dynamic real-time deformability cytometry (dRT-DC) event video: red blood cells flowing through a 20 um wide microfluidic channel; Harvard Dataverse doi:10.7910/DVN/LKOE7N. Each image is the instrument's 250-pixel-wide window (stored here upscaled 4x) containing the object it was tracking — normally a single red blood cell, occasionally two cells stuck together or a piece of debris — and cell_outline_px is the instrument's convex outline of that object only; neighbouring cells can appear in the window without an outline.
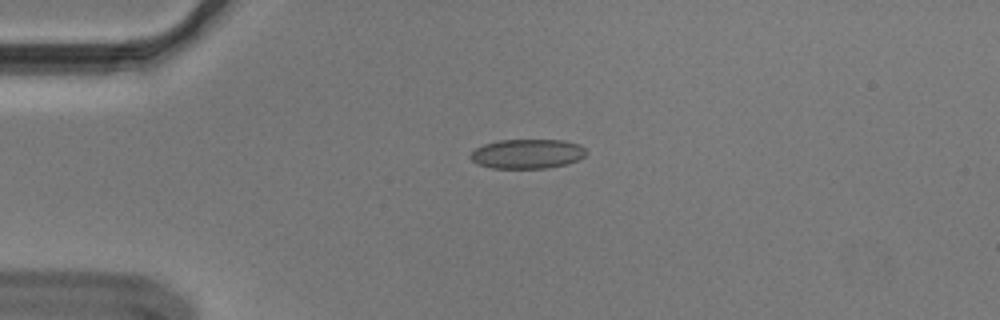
{"species": "Egyptian fruit bat (a non-hibernating species)", "species_latin": "Rousettus aegyptiacus", "temperature_condition": "cold", "stored_images_in_passage": 37, "camera_frame_rate_fps": 3000, "um_per_image_px": 0.085, "animal": {"sex": "male"}, "frame": {"image": 1, "passage_image": 1, "time_ms": 0.0, "image_size_px": [1000, 320], "cell_outline_px": [[588, 152], [580, 160], [568, 164], [548, 168], [492, 168], [480, 164], [472, 160], [472, 152], [476, 148], [484, 144], [500, 140], [564, 140], [580, 144]], "centroid_in_image_um": [44.9, 13.07], "position_along_channel_um": 40.1, "area_um2": 19.88}}
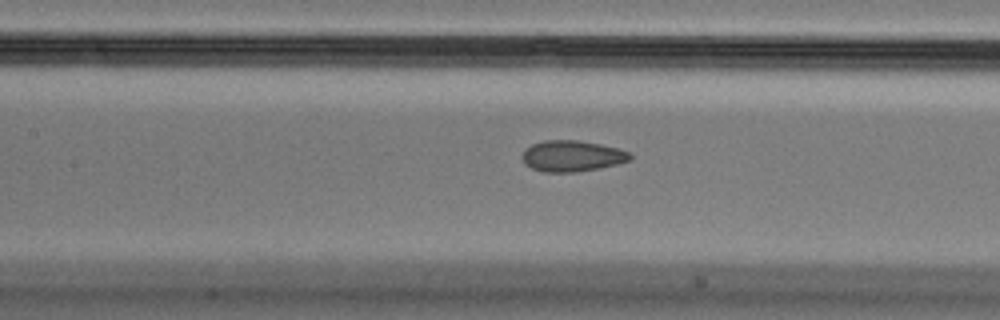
{"frame": {"image": 2, "passage_image": 13, "time_ms": 4.0, "image_size_px": [1000, 320], "cell_outline_px": [[632, 160], [600, 168], [576, 172], [544, 172], [532, 168], [524, 164], [520, 156], [524, 148], [532, 144], [544, 140], [576, 140], [600, 144], [616, 148], [628, 152], [632, 156]], "centroid_in_image_um": [48.57, 13.26], "position_along_channel_um": 158.8, "area_um2": 19.65}}
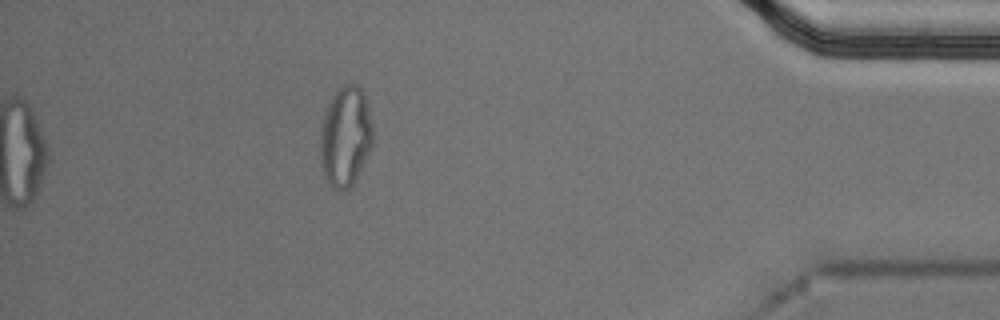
{"frame": {"image": 3, "passage_image": 37, "time_ms": 12.0, "image_size_px": [1000, 320], "cell_outline_px": [[372, 148], [356, 180], [348, 192], [340, 192], [332, 188], [324, 176], [320, 160], [320, 128], [328, 100], [336, 88], [344, 84], [360, 84], [364, 92], [372, 124]], "centroid_in_image_um": [29.35, 11.61], "position_along_channel_um": 405.8, "area_um2": 31.67}, "authors_computed_cell_mechanics": {"area_um2": 19.941, "velocity_mm_per_s": 3.6428, "shape_relaxation_time_tau1_ms": null, "shape_relaxation_time_tau2_ms": 1.5034, "deformation_change_tau1": null, "deformation_change_tau2": 0.0556}}